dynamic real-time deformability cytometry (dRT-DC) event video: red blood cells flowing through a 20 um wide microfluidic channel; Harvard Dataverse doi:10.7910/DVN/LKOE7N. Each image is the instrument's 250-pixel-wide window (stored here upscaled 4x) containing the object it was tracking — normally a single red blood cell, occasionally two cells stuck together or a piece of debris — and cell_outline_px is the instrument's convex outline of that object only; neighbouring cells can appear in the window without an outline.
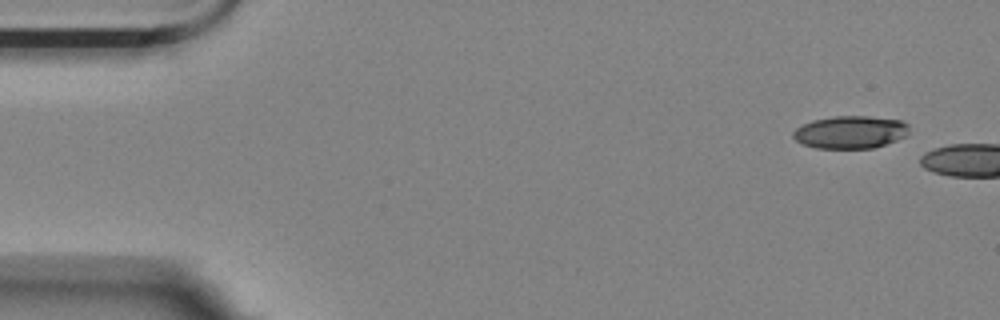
{"species": "Egyptian fruit bat (a non-hibernating species)", "species_latin": "Rousettus aegyptiacus", "temperature_condition": "room temperature", "stored_images_in_passage": 2, "camera_frame_rate_fps": 3000, "um_per_image_px": 0.085, "animal": {"sex": "female"}, "frame": {"image": 1, "passage_image": 1, "time_ms": 0.0, "image_size_px": [1000, 320], "cell_outline_px": [[908, 136], [872, 148], [816, 148], [804, 144], [796, 140], [792, 136], [792, 132], [796, 128], [812, 120], [832, 116], [868, 116], [900, 120], [908, 124]], "centroid_in_image_um": [72.28, 11.22], "position_along_channel_um": 12.7, "area_um2": 22.02}}